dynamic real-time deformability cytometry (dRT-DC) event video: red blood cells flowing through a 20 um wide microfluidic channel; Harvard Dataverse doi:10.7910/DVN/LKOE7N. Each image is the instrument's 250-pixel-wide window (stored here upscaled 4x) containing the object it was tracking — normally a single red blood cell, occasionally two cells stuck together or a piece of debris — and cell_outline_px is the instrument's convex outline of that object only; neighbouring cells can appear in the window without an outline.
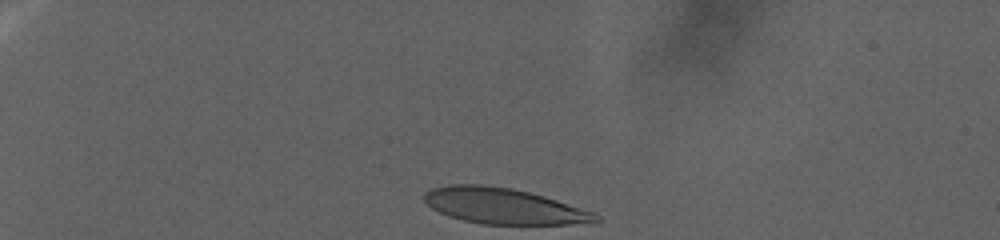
{"species": "human", "species_latin": "Homo sapiens", "temperature_condition": "warm", "stored_images_in_passage": 86, "camera_frame_rate_fps": 3000, "um_per_image_px": 0.085, "donor": {"sex": "female"}, "frame": {"image": 1, "passage_image": 1, "time_ms": 0.0, "image_size_px": [1000, 240], "cell_outline_px": [[600, 220], [568, 224], [480, 224], [448, 216], [432, 208], [424, 200], [424, 196], [432, 188], [448, 184], [480, 184], [512, 188], [544, 196], [596, 212], [600, 216]], "centroid_in_image_um": [42.81, 17.51], "position_along_channel_um": 42.2, "area_um2": 35.55}}
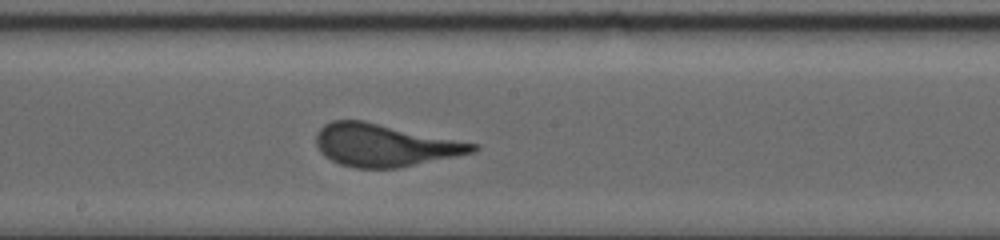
{"frame": {"image": 2, "passage_image": 47, "time_ms": 15.333, "image_size_px": [1000, 240], "cell_outline_px": [[480, 148], [476, 152], [400, 168], [356, 168], [340, 164], [324, 156], [320, 152], [316, 144], [316, 132], [324, 124], [332, 120], [364, 120], [480, 144]], "centroid_in_image_um": [32.72, 12.34], "position_along_channel_um": 215.5, "area_um2": 39.19}}
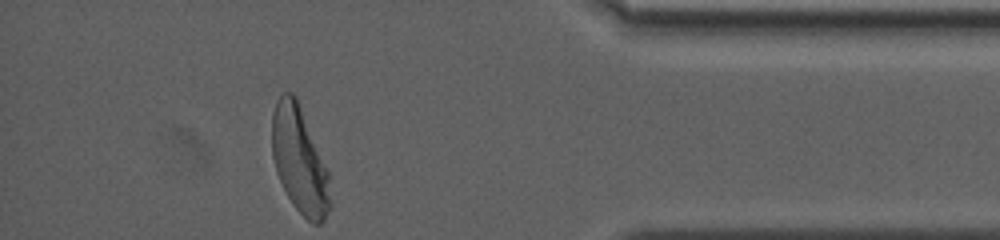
{"frame": {"image": 3, "passage_image": 86, "time_ms": 28.333, "image_size_px": [1000, 240], "cell_outline_px": [[332, 208], [324, 220], [320, 224], [312, 224], [292, 204], [276, 172], [272, 156], [272, 112], [280, 96], [284, 92], [292, 92], [296, 96], [328, 172], [332, 204]], "centroid_in_image_um": [25.47, 13.66], "position_along_channel_um": 409.7, "area_um2": 35.95}}